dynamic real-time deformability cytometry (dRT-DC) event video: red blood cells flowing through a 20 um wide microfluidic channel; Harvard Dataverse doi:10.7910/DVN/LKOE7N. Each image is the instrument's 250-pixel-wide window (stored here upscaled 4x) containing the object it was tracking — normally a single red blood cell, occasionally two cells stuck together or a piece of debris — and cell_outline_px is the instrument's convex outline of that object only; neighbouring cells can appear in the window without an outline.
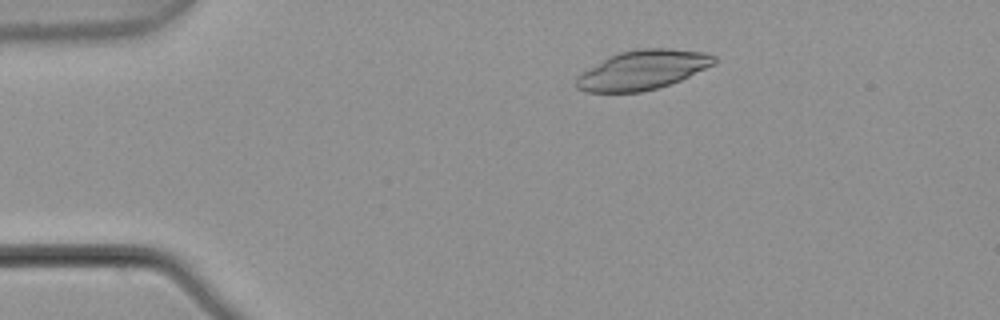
{"species": "common noctule bat (a hibernating species)", "species_latin": "Nyctalus noctula", "temperature_condition": "warm", "stored_images_in_passage": 5, "camera_frame_rate_fps": 3000, "um_per_image_px": 0.085, "animal": {"sex": "male", "body_mass_g": 21.5, "forearm_length_mm": 52.0}, "frame": {"image": 1, "passage_image": 3, "time_ms": 0.667, "image_size_px": [1000, 320], "cell_outline_px": [[716, 64], [680, 80], [656, 88], [640, 92], [584, 92], [576, 88], [576, 76], [588, 68], [608, 56], [620, 52], [640, 48], [668, 48], [704, 52], [716, 56]], "centroid_in_image_um": [54.61, 5.94], "position_along_channel_um": 30.4, "area_um2": 31.62}}